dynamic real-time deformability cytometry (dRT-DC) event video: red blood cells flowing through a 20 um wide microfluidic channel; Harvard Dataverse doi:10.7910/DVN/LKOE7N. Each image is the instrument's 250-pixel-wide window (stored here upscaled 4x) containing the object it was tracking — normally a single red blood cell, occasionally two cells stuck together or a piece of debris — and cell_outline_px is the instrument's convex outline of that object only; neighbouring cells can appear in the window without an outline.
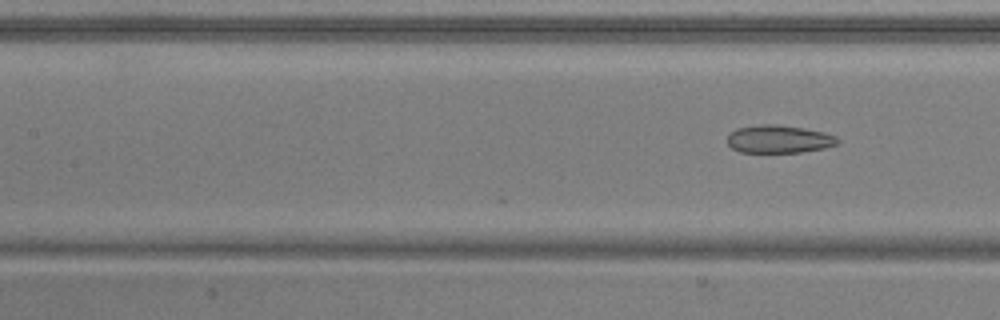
{"species": "common noctule bat (a hibernating species)", "species_latin": "Nyctalus noctula", "temperature_condition": "warm", "stored_images_in_passage": 10, "camera_frame_rate_fps": 3000, "um_per_image_px": 0.085, "animal": {"sex": "male", "body_mass_g": 20.5, "forearm_length_mm": 52.5}, "frame": {"image": 1, "passage_image": 10, "time_ms": 3.0, "image_size_px": [1000, 320], "cell_outline_px": [[840, 144], [824, 148], [800, 152], [740, 152], [732, 148], [728, 144], [728, 136], [736, 128], [760, 124], [776, 124], [804, 128], [824, 132], [836, 136], [840, 140]], "centroid_in_image_um": [66.24, 11.82], "position_along_channel_um": 141.2, "area_um2": 17.98}}